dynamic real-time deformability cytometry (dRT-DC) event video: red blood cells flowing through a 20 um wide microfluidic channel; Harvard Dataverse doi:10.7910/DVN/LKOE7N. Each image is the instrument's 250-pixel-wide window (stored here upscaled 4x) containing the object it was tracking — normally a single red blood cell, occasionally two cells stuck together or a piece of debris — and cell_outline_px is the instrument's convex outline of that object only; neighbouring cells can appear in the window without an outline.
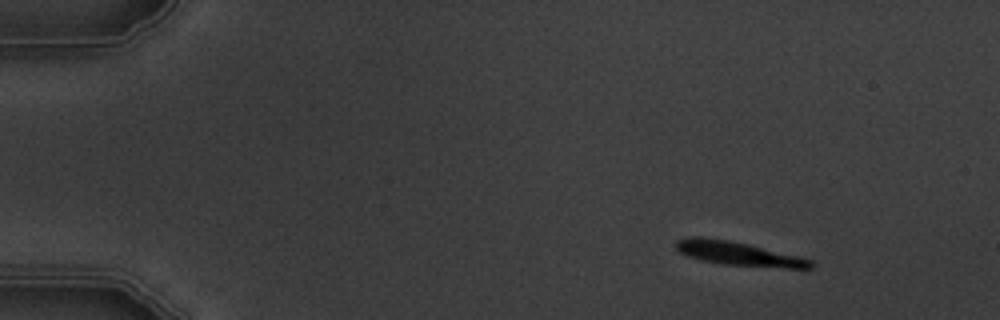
{"species": "common noctule bat (a hibernating species)", "species_latin": "Nyctalus noctula", "temperature_condition": "warm", "stored_images_in_passage": 5, "camera_frame_rate_fps": 3000, "um_per_image_px": 0.085, "animal": {"sex": "male", "body_mass_g": 19.5, "forearm_length_mm": 54.6}, "frame": {"image": 1, "passage_image": 2, "time_ms": 1.0, "image_size_px": [1000, 320], "cell_outline_px": [[816, 264], [812, 268], [784, 268], [720, 264], [700, 260], [688, 256], [680, 252], [676, 248], [676, 240], [688, 236], [704, 236], [728, 240], [748, 244], [800, 256], [812, 260]], "centroid_in_image_um": [62.77, 21.55], "position_along_channel_um": 22.2, "area_um2": 19.02}}